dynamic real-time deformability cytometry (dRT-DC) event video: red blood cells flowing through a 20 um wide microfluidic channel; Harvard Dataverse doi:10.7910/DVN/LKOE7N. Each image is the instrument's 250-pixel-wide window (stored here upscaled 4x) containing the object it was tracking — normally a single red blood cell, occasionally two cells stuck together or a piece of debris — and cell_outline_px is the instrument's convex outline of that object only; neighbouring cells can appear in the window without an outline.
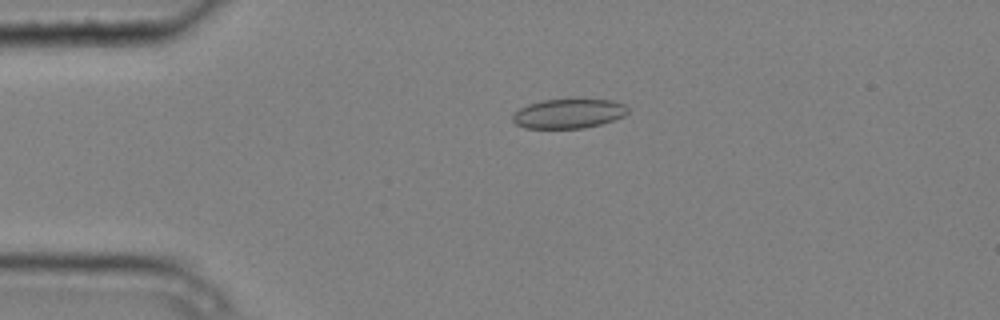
{"species": "common noctule bat (a hibernating species)", "species_latin": "Nyctalus noctula", "temperature_condition": "cold", "stored_images_in_passage": 5, "camera_frame_rate_fps": 3000, "um_per_image_px": 0.085, "animal": {"sex": "male", "body_mass_g": 20.4}, "frame": {"image": 1, "passage_image": 4, "time_ms": 1.0, "image_size_px": [1000, 320], "cell_outline_px": [[628, 112], [624, 116], [600, 124], [584, 128], [524, 128], [516, 124], [512, 120], [512, 116], [520, 108], [528, 104], [544, 100], [612, 100], [624, 104], [628, 108]], "centroid_in_image_um": [48.32, 9.66], "position_along_channel_um": 36.7, "area_um2": 19.54}}